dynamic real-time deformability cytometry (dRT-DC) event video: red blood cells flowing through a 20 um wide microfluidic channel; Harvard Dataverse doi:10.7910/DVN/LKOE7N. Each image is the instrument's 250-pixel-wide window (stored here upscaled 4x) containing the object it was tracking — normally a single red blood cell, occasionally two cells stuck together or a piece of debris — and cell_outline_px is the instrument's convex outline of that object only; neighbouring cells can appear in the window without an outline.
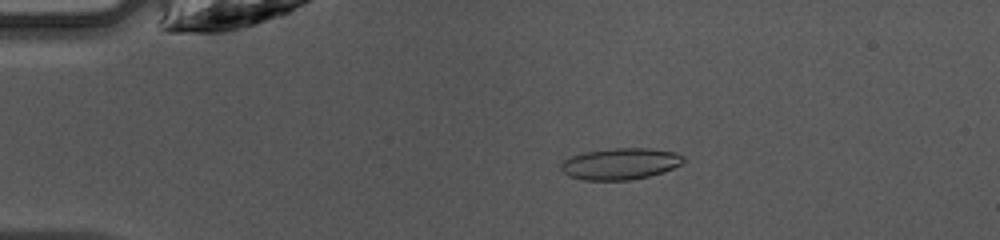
{"species": "common noctule bat (a hibernating species)", "species_latin": "Nyctalus noctula", "temperature_condition": "warm", "stored_images_in_passage": 44, "camera_frame_rate_fps": 3000, "um_per_image_px": 0.085, "animal": {"sex": "female", "body_mass_g": 10.0, "forearm_length_mm": 53.1}, "frame": {"image": 1, "passage_image": 10, "time_ms": 3.0, "image_size_px": [1000, 240], "cell_outline_px": [[684, 160], [680, 164], [664, 172], [648, 176], [628, 180], [584, 180], [568, 176], [560, 168], [560, 164], [564, 160], [572, 156], [584, 152], [612, 148], [652, 148], [676, 152], [684, 156]], "centroid_in_image_um": [52.72, 13.91], "position_along_channel_um": 32.3, "area_um2": 22.48}}
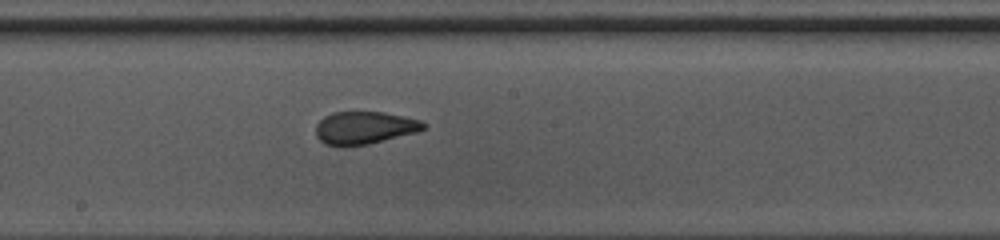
{"frame": {"image": 2, "passage_image": 26, "time_ms": 8.333, "image_size_px": [1000, 240], "cell_outline_px": [[428, 124], [424, 128], [416, 132], [368, 144], [344, 148], [340, 148], [324, 144], [316, 136], [316, 124], [324, 116], [332, 112], [384, 112], [420, 120]], "centroid_in_image_um": [30.92, 10.88], "position_along_channel_um": 217.3, "area_um2": 20.75}}
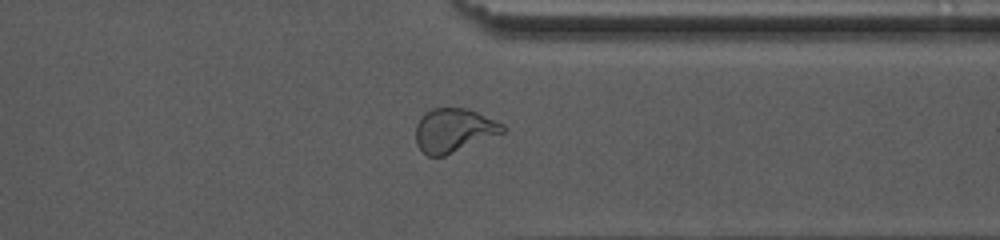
{"frame": {"image": 3, "passage_image": 37, "time_ms": 12.0, "image_size_px": [1000, 240], "cell_outline_px": [[504, 132], [444, 156], [428, 156], [416, 144], [416, 124], [420, 116], [424, 112], [432, 108], [468, 108], [504, 124]], "centroid_in_image_um": [38.54, 11.06], "position_along_channel_um": 372.9, "area_um2": 22.08}}